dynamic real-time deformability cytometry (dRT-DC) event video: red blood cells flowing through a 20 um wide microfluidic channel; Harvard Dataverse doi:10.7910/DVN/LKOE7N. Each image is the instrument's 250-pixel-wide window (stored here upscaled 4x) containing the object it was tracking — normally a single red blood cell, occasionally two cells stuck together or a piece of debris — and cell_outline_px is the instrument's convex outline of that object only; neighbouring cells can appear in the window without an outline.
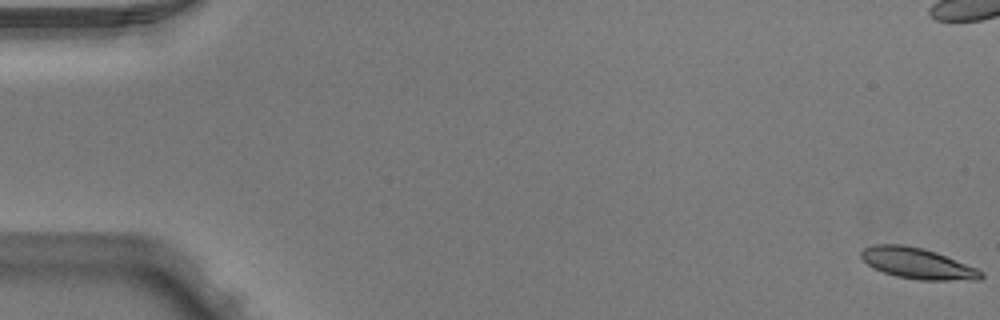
{"species": "Egyptian fruit bat (a non-hibernating species)", "species_latin": "Rousettus aegyptiacus", "temperature_condition": "warm", "stored_images_in_passage": 6, "camera_frame_rate_fps": 3000, "um_per_image_px": 0.085, "animal": {"sex": "male"}, "frame": {"image": 1, "passage_image": 1, "time_ms": 0.0, "image_size_px": [1000, 320], "cell_outline_px": [[984, 276], [980, 280], [920, 280], [896, 276], [872, 268], [860, 256], [860, 252], [864, 248], [872, 244], [904, 244], [924, 248], [936, 252], [976, 268], [984, 272]], "centroid_in_image_um": [77.98, 22.38], "position_along_channel_um": 7.0, "area_um2": 21.68}}